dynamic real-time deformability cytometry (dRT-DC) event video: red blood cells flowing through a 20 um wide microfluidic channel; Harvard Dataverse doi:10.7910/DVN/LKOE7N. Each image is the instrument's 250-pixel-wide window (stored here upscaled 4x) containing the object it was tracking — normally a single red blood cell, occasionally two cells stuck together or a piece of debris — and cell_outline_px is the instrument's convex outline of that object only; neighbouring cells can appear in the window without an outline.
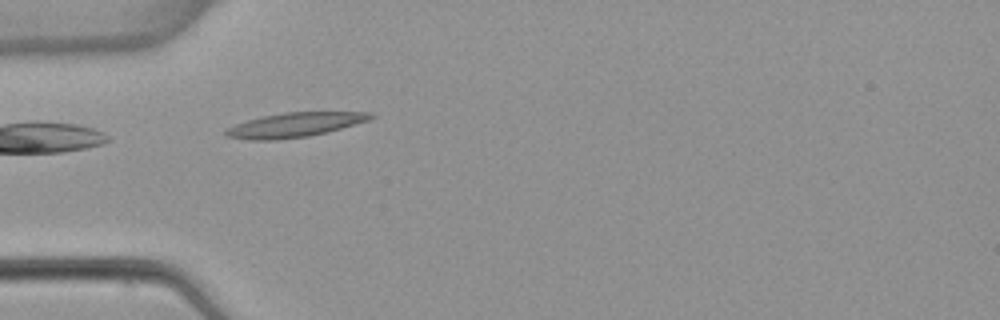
{"species": "common noctule bat (a hibernating species)", "species_latin": "Nyctalus noctula", "temperature_condition": "warm", "stored_images_in_passage": 6, "camera_frame_rate_fps": 3000, "um_per_image_px": 0.085, "animal": {"sex": "female", "body_mass_g": 22.7, "forearm_length_mm": 54.2}, "frame": {"image": 1, "passage_image": 5, "time_ms": 5.0, "image_size_px": [1000, 320], "cell_outline_px": [[376, 116], [368, 120], [328, 132], [308, 136], [276, 140], [248, 140], [224, 136], [224, 128], [248, 120], [264, 116], [284, 112], [372, 112]], "centroid_in_image_um": [25.01, 10.62], "position_along_channel_um": 60.0, "area_um2": 20.63}}
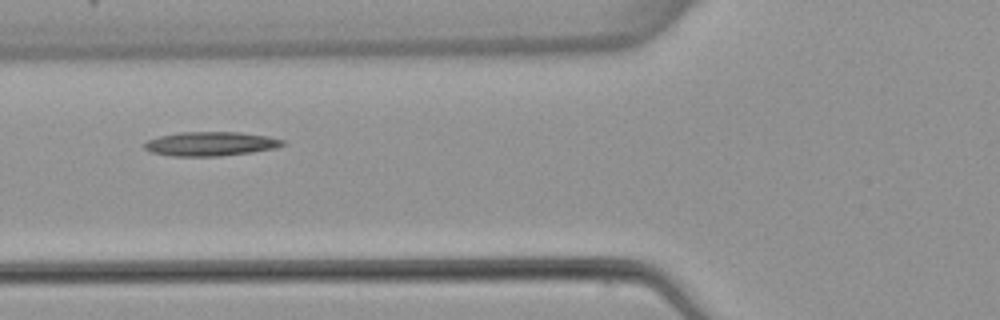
{"frame": {"image": 2, "passage_image": 6, "time_ms": 6.333, "image_size_px": [1000, 320], "cell_outline_px": [[288, 144], [276, 148], [252, 152], [220, 156], [172, 156], [152, 152], [144, 148], [144, 144], [148, 140], [160, 136], [180, 132], [240, 132], [268, 136], [284, 140]], "centroid_in_image_um": [17.95, 12.22], "position_along_channel_um": 107.8, "area_um2": 19.48}}